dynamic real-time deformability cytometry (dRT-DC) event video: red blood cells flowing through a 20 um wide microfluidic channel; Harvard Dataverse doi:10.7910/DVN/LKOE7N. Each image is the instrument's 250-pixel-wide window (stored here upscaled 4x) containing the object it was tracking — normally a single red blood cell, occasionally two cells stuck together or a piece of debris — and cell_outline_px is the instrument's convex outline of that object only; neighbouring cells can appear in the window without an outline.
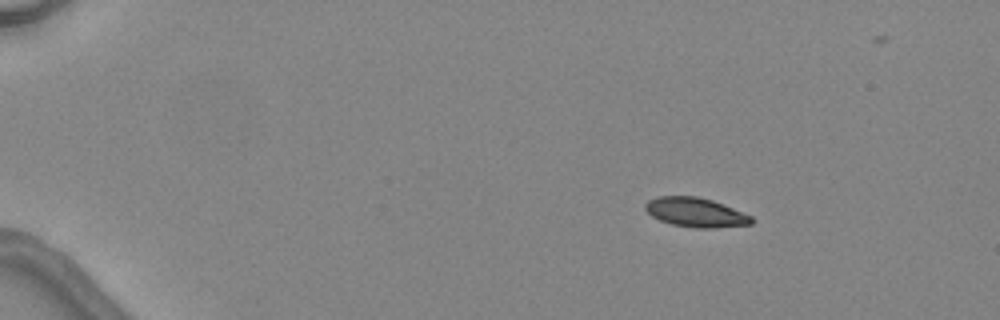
{"species": "common noctule bat (a hibernating species)", "species_latin": "Nyctalus noctula", "temperature_condition": "warm", "stored_images_in_passage": 5, "camera_frame_rate_fps": 3000, "um_per_image_px": 0.085, "animal": {"sex": "female", "body_mass_g": 24.6, "forearm_length_mm": 56.2}, "frame": {"image": 1, "passage_image": 2, "time_ms": 1.333, "image_size_px": [1000, 320], "cell_outline_px": [[752, 224], [716, 228], [696, 228], [672, 224], [660, 220], [652, 216], [644, 208], [644, 204], [648, 200], [660, 196], [696, 196], [712, 200], [752, 216]], "centroid_in_image_um": [59.11, 18.05], "position_along_channel_um": 25.9, "area_um2": 18.03}}
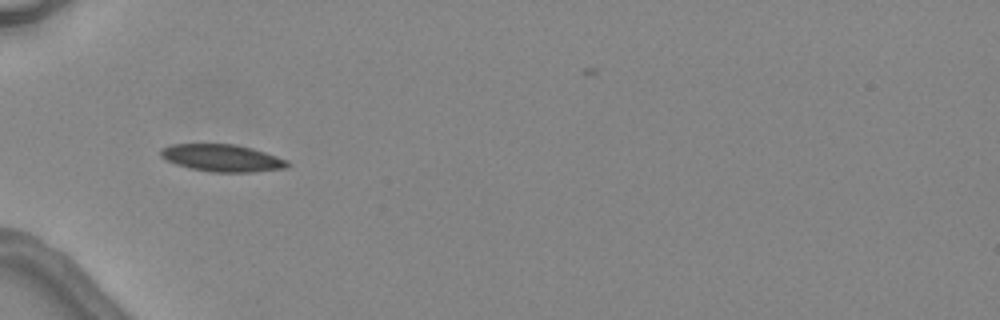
{"frame": {"image": 2, "passage_image": 5, "time_ms": 4.667, "image_size_px": [1000, 320], "cell_outline_px": [[288, 164], [284, 168], [256, 172], [212, 172], [188, 168], [164, 160], [160, 156], [160, 148], [172, 144], [236, 144], [252, 148], [288, 160]], "centroid_in_image_um": [18.83, 13.43], "position_along_channel_um": 66.2, "area_um2": 20.17}}